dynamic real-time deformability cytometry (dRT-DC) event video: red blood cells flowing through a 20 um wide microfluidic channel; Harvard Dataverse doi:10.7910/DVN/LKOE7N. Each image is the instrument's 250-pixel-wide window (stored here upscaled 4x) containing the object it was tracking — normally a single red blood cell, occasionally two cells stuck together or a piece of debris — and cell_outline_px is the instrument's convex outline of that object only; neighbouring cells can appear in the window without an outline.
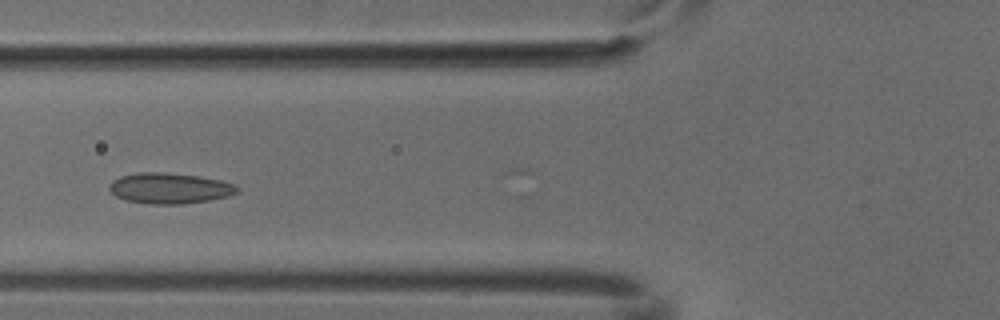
{"species": "common noctule bat (a hibernating species)", "species_latin": "Nyctalus noctula", "temperature_condition": "cold", "stored_images_in_passage": 7, "camera_frame_rate_fps": 3000, "um_per_image_px": 0.085, "animal": {"sex": "male", "body_mass_g": 18.8}, "frame": {"image": 1, "passage_image": 5, "time_ms": 1.333, "image_size_px": [1000, 320], "cell_outline_px": [[240, 188], [236, 192], [228, 196], [208, 200], [184, 204], [148, 204], [124, 200], [116, 196], [108, 188], [108, 184], [112, 180], [120, 176], [136, 172], [164, 172], [200, 176], [220, 180], [236, 184]], "centroid_in_image_um": [14.39, 15.99], "position_along_channel_um": 111.4, "area_um2": 23.12}}
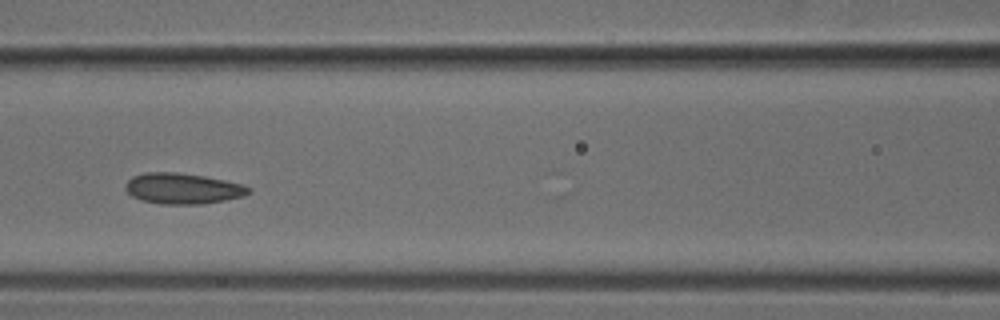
{"frame": {"image": 2, "passage_image": 6, "time_ms": 1.667, "image_size_px": [1000, 320], "cell_outline_px": [[252, 192], [244, 196], [204, 204], [160, 204], [140, 200], [132, 196], [124, 188], [124, 184], [132, 176], [144, 172], [176, 172], [204, 176], [244, 184], [252, 188]], "centroid_in_image_um": [15.53, 16.02], "position_along_channel_um": 151.1, "area_um2": 22.37}}
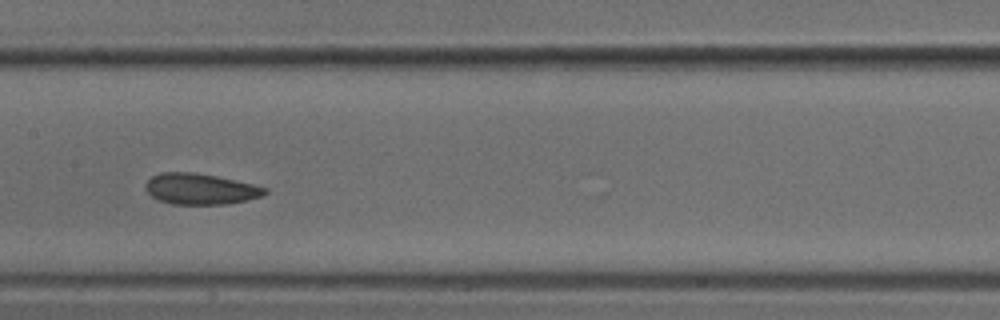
{"frame": {"image": 3, "passage_image": 7, "time_ms": 2.0, "image_size_px": [1000, 320], "cell_outline_px": [[268, 192], [264, 196], [228, 204], [172, 204], [160, 200], [152, 196], [144, 188], [144, 184], [152, 176], [160, 172], [192, 172], [216, 176], [252, 184], [268, 188]], "centroid_in_image_um": [17.04, 16.06], "position_along_channel_um": 190.4, "area_um2": 21.5}}